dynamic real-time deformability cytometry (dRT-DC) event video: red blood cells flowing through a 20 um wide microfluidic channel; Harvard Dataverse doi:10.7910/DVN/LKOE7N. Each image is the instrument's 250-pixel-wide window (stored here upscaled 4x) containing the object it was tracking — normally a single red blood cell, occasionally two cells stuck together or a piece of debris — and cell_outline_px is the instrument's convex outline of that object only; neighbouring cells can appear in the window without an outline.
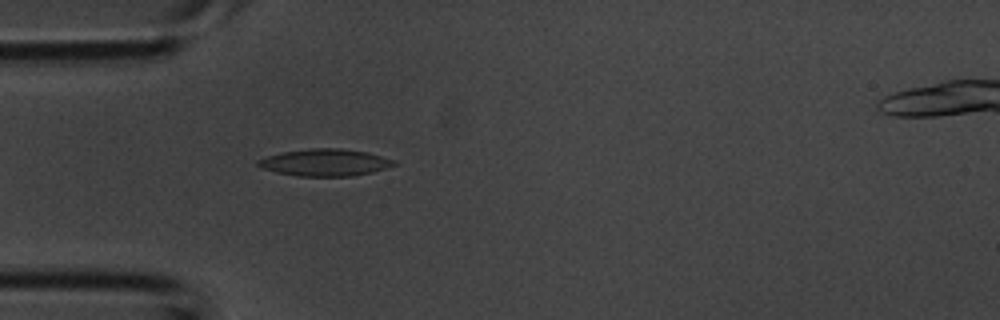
{"species": "common noctule bat (a hibernating species)", "species_latin": "Nyctalus noctula", "temperature_condition": "room temperature", "stored_images_in_passage": 2, "camera_frame_rate_fps": 3000, "um_per_image_px": 0.085, "animal": {"sex": "male", "body_mass_g": 20.1, "forearm_length_mm": 53.5}, "frame": {"image": 1, "passage_image": 1, "time_ms": 0.0, "image_size_px": [1000, 320], "cell_outline_px": [[396, 164], [372, 172], [352, 176], [296, 176], [276, 172], [260, 168], [256, 164], [256, 160], [268, 156], [284, 152], [308, 148], [340, 148], [368, 152], [396, 160]], "centroid_in_image_um": [27.61, 13.81], "position_along_channel_um": 57.4, "area_um2": 21.44}}